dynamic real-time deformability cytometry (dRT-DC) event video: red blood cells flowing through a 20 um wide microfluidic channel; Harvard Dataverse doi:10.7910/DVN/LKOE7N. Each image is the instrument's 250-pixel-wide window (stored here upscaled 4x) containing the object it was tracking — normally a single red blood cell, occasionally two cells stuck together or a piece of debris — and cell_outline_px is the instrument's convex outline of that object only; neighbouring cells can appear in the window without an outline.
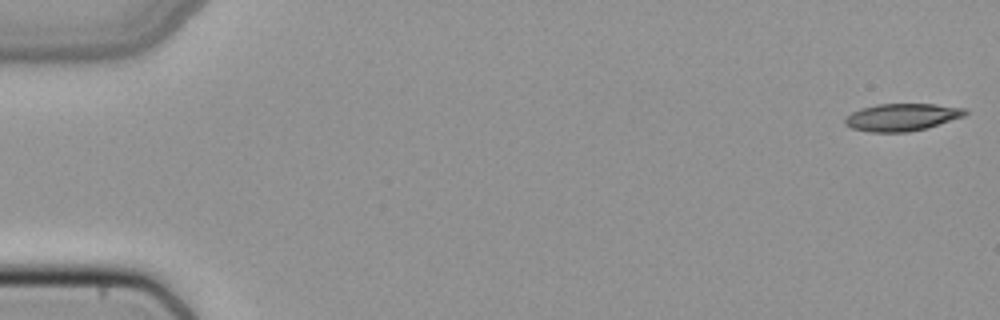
{"species": "common noctule bat (a hibernating species)", "species_latin": "Nyctalus noctula", "temperature_condition": "cold", "stored_images_in_passage": 30, "camera_frame_rate_fps": 3000, "um_per_image_px": 0.085, "animal": {"sex": "female", "body_mass_g": 22.7, "forearm_length_mm": 54.2}, "frame": {"image": 1, "passage_image": 1, "time_ms": 0.0, "image_size_px": [1000, 320], "cell_outline_px": [[968, 112], [964, 116], [928, 128], [908, 132], [868, 132], [852, 128], [844, 124], [844, 120], [852, 112], [860, 108], [876, 104], [936, 104], [968, 108]], "centroid_in_image_um": [76.69, 9.96], "position_along_channel_um": 8.3, "area_um2": 19.36}}
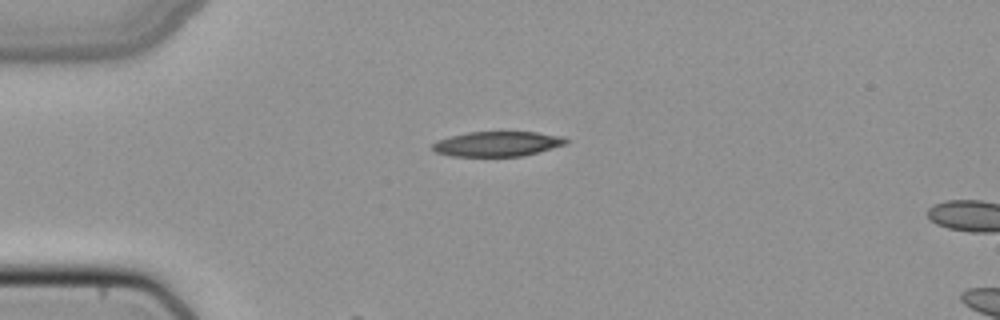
{"frame": {"image": 2, "passage_image": 13, "time_ms": 4.0, "image_size_px": [1000, 320], "cell_outline_px": [[568, 144], [524, 156], [452, 156], [436, 152], [432, 148], [432, 144], [436, 140], [448, 136], [468, 132], [536, 132], [564, 136], [568, 140]], "centroid_in_image_um": [42.29, 12.22], "position_along_channel_um": 42.7, "area_um2": 19.59}}